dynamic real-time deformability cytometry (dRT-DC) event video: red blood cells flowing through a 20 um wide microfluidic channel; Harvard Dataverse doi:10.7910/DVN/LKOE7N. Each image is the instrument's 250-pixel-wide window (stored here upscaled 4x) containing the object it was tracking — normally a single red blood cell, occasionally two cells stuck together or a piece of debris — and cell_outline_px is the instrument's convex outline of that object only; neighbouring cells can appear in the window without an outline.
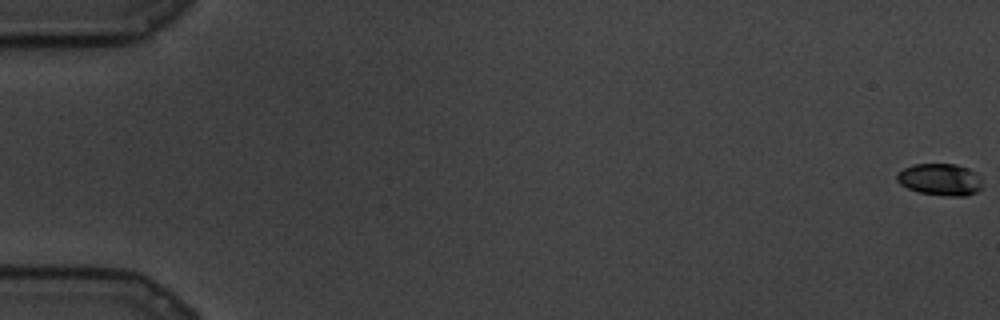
{"species": "common noctule bat (a hibernating species)", "species_latin": "Nyctalus noctula", "temperature_condition": "cold", "stored_images_in_passage": 29, "camera_frame_rate_fps": 3000, "um_per_image_px": 0.085, "animal": {"sex": "male", "body_mass_g": 19.5, "forearm_length_mm": 54.6}, "frame": {"image": 1, "passage_image": 1, "time_ms": 0.0, "image_size_px": [1000, 320], "cell_outline_px": [[984, 188], [976, 192], [964, 196], [948, 196], [920, 192], [908, 188], [900, 184], [896, 180], [896, 172], [912, 164], [956, 164], [968, 168], [980, 180]], "centroid_in_image_um": [79.88, 15.25], "position_along_channel_um": 5.1, "area_um2": 15.84}}